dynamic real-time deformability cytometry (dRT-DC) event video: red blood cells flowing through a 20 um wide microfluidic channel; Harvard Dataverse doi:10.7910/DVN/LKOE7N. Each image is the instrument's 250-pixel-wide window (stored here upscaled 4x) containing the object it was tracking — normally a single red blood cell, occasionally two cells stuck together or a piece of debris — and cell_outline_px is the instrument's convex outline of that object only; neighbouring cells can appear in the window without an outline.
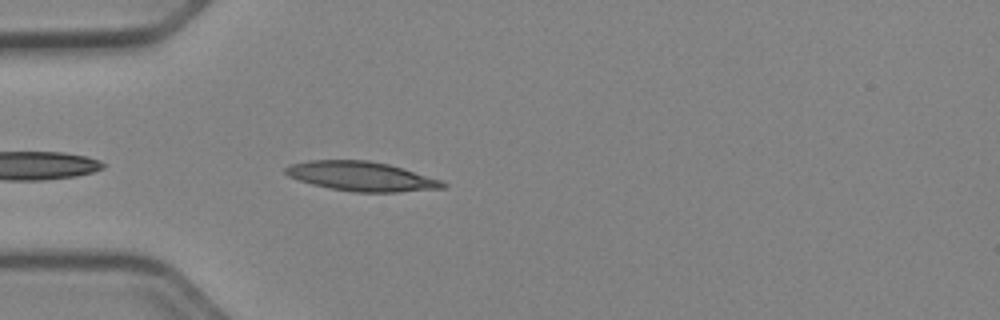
{"species": "Egyptian fruit bat (a non-hibernating species)", "species_latin": "Rousettus aegyptiacus", "temperature_condition": "cold", "stored_images_in_passage": 25, "camera_frame_rate_fps": 3000, "um_per_image_px": 0.085, "animal": {"sex": "female"}, "frame": {"image": 1, "passage_image": 2, "time_ms": 0.333, "image_size_px": [1000, 320], "cell_outline_px": [[448, 184], [444, 188], [396, 192], [356, 192], [328, 188], [312, 184], [288, 176], [284, 172], [284, 168], [288, 164], [308, 160], [368, 160], [388, 164], [404, 168], [440, 180]], "centroid_in_image_um": [30.68, 14.98], "position_along_channel_um": 54.3, "area_um2": 26.99}}
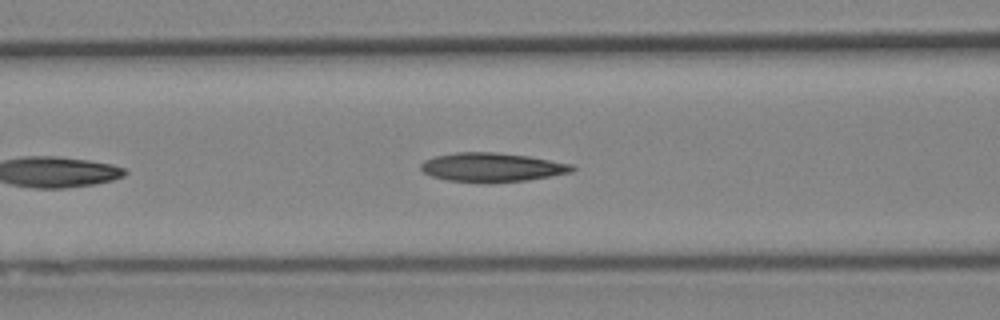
{"frame": {"image": 2, "passage_image": 8, "time_ms": 2.333, "image_size_px": [1000, 320], "cell_outline_px": [[576, 168], [572, 172], [552, 176], [528, 180], [448, 180], [432, 176], [424, 172], [420, 168], [420, 164], [424, 160], [436, 156], [456, 152], [492, 152], [528, 156], [572, 164]], "centroid_in_image_um": [41.84, 14.18], "position_along_channel_um": 124.8, "area_um2": 24.62}}
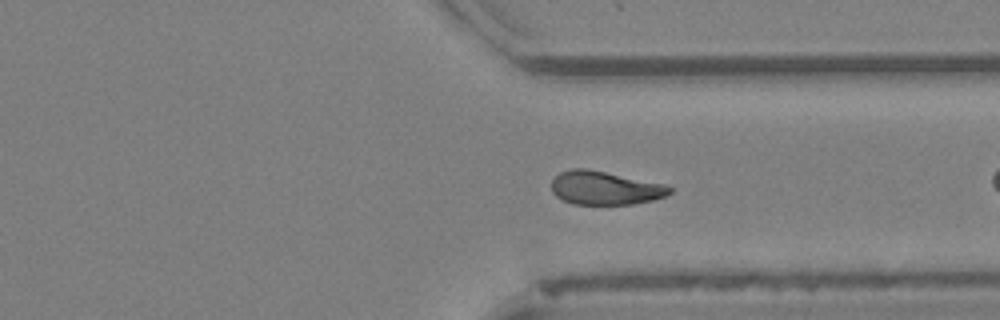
{"frame": {"image": 3, "passage_image": 23, "time_ms": 7.333, "image_size_px": [1000, 320], "cell_outline_px": [[672, 192], [664, 196], [652, 200], [632, 204], [572, 204], [556, 196], [552, 192], [552, 180], [560, 172], [572, 168], [588, 168], [664, 184], [672, 188]], "centroid_in_image_um": [51.4, 15.97], "position_along_channel_um": 360.0, "area_um2": 23.0}}